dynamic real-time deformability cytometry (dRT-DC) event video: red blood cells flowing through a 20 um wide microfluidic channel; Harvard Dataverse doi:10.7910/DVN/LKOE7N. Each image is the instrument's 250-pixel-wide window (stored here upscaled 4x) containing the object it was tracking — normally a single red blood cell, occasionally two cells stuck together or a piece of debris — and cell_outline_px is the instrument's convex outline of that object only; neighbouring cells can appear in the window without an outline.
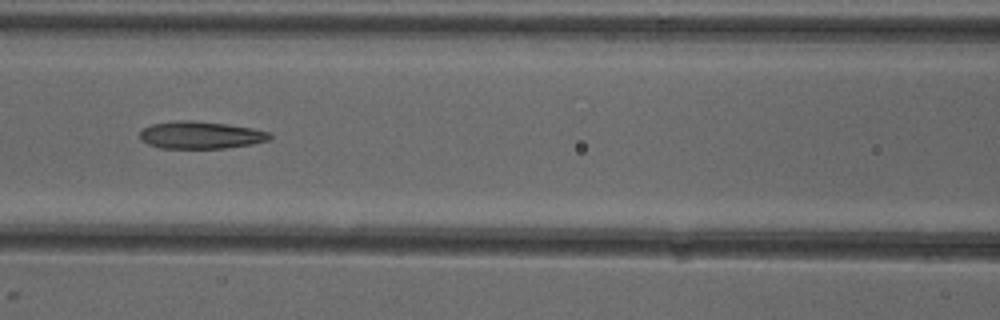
{"species": "common noctule bat (a hibernating species)", "species_latin": "Nyctalus noctula", "temperature_condition": "cold", "stored_images_in_passage": 6, "camera_frame_rate_fps": 3000, "um_per_image_px": 0.085, "animal": {"sex": "female"}, "frame": {"image": 1, "passage_image": 6, "time_ms": 6.0, "image_size_px": [1000, 320], "cell_outline_px": [[272, 136], [268, 140], [252, 144], [224, 148], [160, 148], [148, 144], [140, 140], [140, 132], [144, 128], [152, 124], [176, 120], [192, 120], [228, 124], [252, 128], [268, 132]], "centroid_in_image_um": [17.03, 11.47], "position_along_channel_um": 149.6, "area_um2": 20.69}}